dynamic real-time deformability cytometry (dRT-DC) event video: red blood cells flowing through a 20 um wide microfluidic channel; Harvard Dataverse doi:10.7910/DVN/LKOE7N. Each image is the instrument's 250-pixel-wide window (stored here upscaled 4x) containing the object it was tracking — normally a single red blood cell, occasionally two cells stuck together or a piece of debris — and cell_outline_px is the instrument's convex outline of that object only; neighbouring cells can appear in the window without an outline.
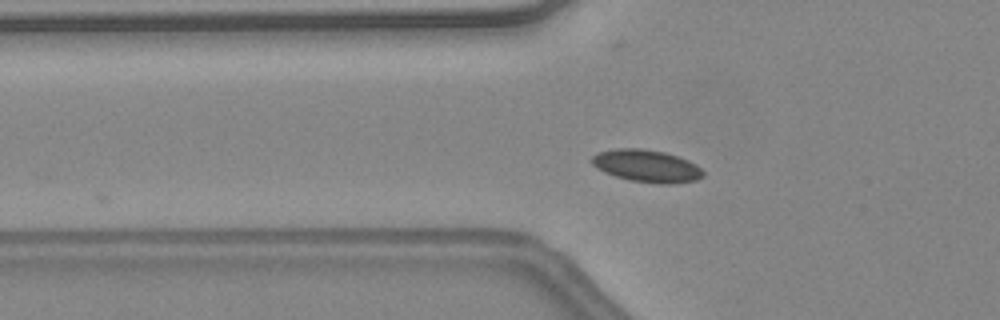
{"species": "common noctule bat (a hibernating species)", "species_latin": "Nyctalus noctula", "temperature_condition": "warm", "stored_images_in_passage": 10, "camera_frame_rate_fps": 3000, "um_per_image_px": 0.085, "animal": {"sex": "female", "body_mass_g": 24.6, "forearm_length_mm": 56.2}, "frame": {"image": 1, "passage_image": 3, "time_ms": 0.667, "image_size_px": [1000, 320], "cell_outline_px": [[704, 176], [696, 180], [672, 184], [660, 184], [628, 180], [604, 172], [596, 168], [592, 164], [592, 156], [596, 152], [616, 148], [644, 148], [664, 152], [688, 160], [696, 164], [704, 172]], "centroid_in_image_um": [54.95, 14.1], "position_along_channel_um": 70.8, "area_um2": 21.15}}
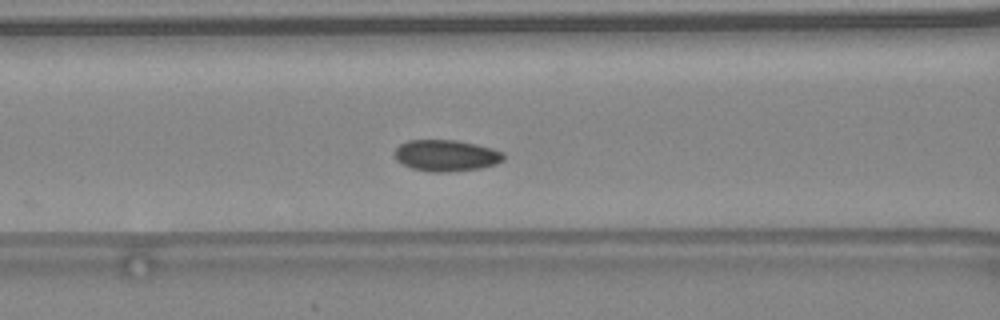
{"frame": {"image": 2, "passage_image": 7, "time_ms": 2.0, "image_size_px": [1000, 320], "cell_outline_px": [[504, 160], [496, 164], [480, 168], [448, 172], [432, 172], [412, 168], [396, 160], [396, 148], [400, 144], [408, 140], [456, 140], [476, 144], [492, 148], [504, 152]], "centroid_in_image_um": [37.95, 13.22], "position_along_channel_um": 128.6, "area_um2": 19.88}}